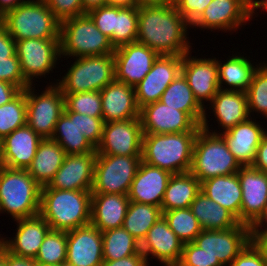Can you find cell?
I'll return each instance as SVG.
<instances>
[{
    "label": "cell",
    "mask_w": 267,
    "mask_h": 266,
    "mask_svg": "<svg viewBox=\"0 0 267 266\" xmlns=\"http://www.w3.org/2000/svg\"><path fill=\"white\" fill-rule=\"evenodd\" d=\"M55 17L60 21H64L75 16L86 14L83 11L81 0H43Z\"/></svg>",
    "instance_id": "48"
},
{
    "label": "cell",
    "mask_w": 267,
    "mask_h": 266,
    "mask_svg": "<svg viewBox=\"0 0 267 266\" xmlns=\"http://www.w3.org/2000/svg\"><path fill=\"white\" fill-rule=\"evenodd\" d=\"M113 55L116 80L133 87L144 79L159 56L155 50L138 42L115 48Z\"/></svg>",
    "instance_id": "18"
},
{
    "label": "cell",
    "mask_w": 267,
    "mask_h": 266,
    "mask_svg": "<svg viewBox=\"0 0 267 266\" xmlns=\"http://www.w3.org/2000/svg\"><path fill=\"white\" fill-rule=\"evenodd\" d=\"M251 7H252V18H253L254 14H255V16L257 14V13H255L256 9L262 8V9L266 10L265 12H267V0H252Z\"/></svg>",
    "instance_id": "63"
},
{
    "label": "cell",
    "mask_w": 267,
    "mask_h": 266,
    "mask_svg": "<svg viewBox=\"0 0 267 266\" xmlns=\"http://www.w3.org/2000/svg\"><path fill=\"white\" fill-rule=\"evenodd\" d=\"M138 36V7L116 6V23L113 36L109 39L111 45L118 48L122 45L136 42Z\"/></svg>",
    "instance_id": "39"
},
{
    "label": "cell",
    "mask_w": 267,
    "mask_h": 266,
    "mask_svg": "<svg viewBox=\"0 0 267 266\" xmlns=\"http://www.w3.org/2000/svg\"><path fill=\"white\" fill-rule=\"evenodd\" d=\"M198 131L143 134L141 160L173 174L190 172Z\"/></svg>",
    "instance_id": "3"
},
{
    "label": "cell",
    "mask_w": 267,
    "mask_h": 266,
    "mask_svg": "<svg viewBox=\"0 0 267 266\" xmlns=\"http://www.w3.org/2000/svg\"><path fill=\"white\" fill-rule=\"evenodd\" d=\"M40 199L41 186L27 169L0 167V213L14 221L39 215Z\"/></svg>",
    "instance_id": "5"
},
{
    "label": "cell",
    "mask_w": 267,
    "mask_h": 266,
    "mask_svg": "<svg viewBox=\"0 0 267 266\" xmlns=\"http://www.w3.org/2000/svg\"><path fill=\"white\" fill-rule=\"evenodd\" d=\"M209 110L214 113L218 127L227 131L237 124L245 122L251 115L248 110L246 92L221 90L211 100Z\"/></svg>",
    "instance_id": "29"
},
{
    "label": "cell",
    "mask_w": 267,
    "mask_h": 266,
    "mask_svg": "<svg viewBox=\"0 0 267 266\" xmlns=\"http://www.w3.org/2000/svg\"><path fill=\"white\" fill-rule=\"evenodd\" d=\"M27 0H0V18L8 11L15 9Z\"/></svg>",
    "instance_id": "59"
},
{
    "label": "cell",
    "mask_w": 267,
    "mask_h": 266,
    "mask_svg": "<svg viewBox=\"0 0 267 266\" xmlns=\"http://www.w3.org/2000/svg\"><path fill=\"white\" fill-rule=\"evenodd\" d=\"M7 266H38V264L32 258L18 257L7 251Z\"/></svg>",
    "instance_id": "57"
},
{
    "label": "cell",
    "mask_w": 267,
    "mask_h": 266,
    "mask_svg": "<svg viewBox=\"0 0 267 266\" xmlns=\"http://www.w3.org/2000/svg\"><path fill=\"white\" fill-rule=\"evenodd\" d=\"M200 191L230 211L240 222L242 190L237 173L212 177L202 181L200 183Z\"/></svg>",
    "instance_id": "30"
},
{
    "label": "cell",
    "mask_w": 267,
    "mask_h": 266,
    "mask_svg": "<svg viewBox=\"0 0 267 266\" xmlns=\"http://www.w3.org/2000/svg\"><path fill=\"white\" fill-rule=\"evenodd\" d=\"M174 3L173 0H136L137 7L163 6Z\"/></svg>",
    "instance_id": "60"
},
{
    "label": "cell",
    "mask_w": 267,
    "mask_h": 266,
    "mask_svg": "<svg viewBox=\"0 0 267 266\" xmlns=\"http://www.w3.org/2000/svg\"><path fill=\"white\" fill-rule=\"evenodd\" d=\"M184 243L171 230L162 216L149 230L140 244V251L148 258H156L163 266H176L181 260Z\"/></svg>",
    "instance_id": "20"
},
{
    "label": "cell",
    "mask_w": 267,
    "mask_h": 266,
    "mask_svg": "<svg viewBox=\"0 0 267 266\" xmlns=\"http://www.w3.org/2000/svg\"><path fill=\"white\" fill-rule=\"evenodd\" d=\"M129 202L128 195L92 194L91 224L101 232L123 227Z\"/></svg>",
    "instance_id": "28"
},
{
    "label": "cell",
    "mask_w": 267,
    "mask_h": 266,
    "mask_svg": "<svg viewBox=\"0 0 267 266\" xmlns=\"http://www.w3.org/2000/svg\"><path fill=\"white\" fill-rule=\"evenodd\" d=\"M16 54L15 40L0 22V58L13 57Z\"/></svg>",
    "instance_id": "52"
},
{
    "label": "cell",
    "mask_w": 267,
    "mask_h": 266,
    "mask_svg": "<svg viewBox=\"0 0 267 266\" xmlns=\"http://www.w3.org/2000/svg\"><path fill=\"white\" fill-rule=\"evenodd\" d=\"M191 53L189 51L183 55L181 73L187 79L196 100L206 112L207 106L204 103L207 101L210 103L220 89L217 58H197L191 56Z\"/></svg>",
    "instance_id": "17"
},
{
    "label": "cell",
    "mask_w": 267,
    "mask_h": 266,
    "mask_svg": "<svg viewBox=\"0 0 267 266\" xmlns=\"http://www.w3.org/2000/svg\"><path fill=\"white\" fill-rule=\"evenodd\" d=\"M38 266H67V265H38Z\"/></svg>",
    "instance_id": "65"
},
{
    "label": "cell",
    "mask_w": 267,
    "mask_h": 266,
    "mask_svg": "<svg viewBox=\"0 0 267 266\" xmlns=\"http://www.w3.org/2000/svg\"><path fill=\"white\" fill-rule=\"evenodd\" d=\"M15 221V237H1V245L12 255L35 259L44 237L51 230L49 224L40 214Z\"/></svg>",
    "instance_id": "24"
},
{
    "label": "cell",
    "mask_w": 267,
    "mask_h": 266,
    "mask_svg": "<svg viewBox=\"0 0 267 266\" xmlns=\"http://www.w3.org/2000/svg\"><path fill=\"white\" fill-rule=\"evenodd\" d=\"M140 118L104 123L97 155L142 156Z\"/></svg>",
    "instance_id": "13"
},
{
    "label": "cell",
    "mask_w": 267,
    "mask_h": 266,
    "mask_svg": "<svg viewBox=\"0 0 267 266\" xmlns=\"http://www.w3.org/2000/svg\"><path fill=\"white\" fill-rule=\"evenodd\" d=\"M110 40L86 13L66 19L60 24V55L79 58L114 54Z\"/></svg>",
    "instance_id": "7"
},
{
    "label": "cell",
    "mask_w": 267,
    "mask_h": 266,
    "mask_svg": "<svg viewBox=\"0 0 267 266\" xmlns=\"http://www.w3.org/2000/svg\"><path fill=\"white\" fill-rule=\"evenodd\" d=\"M237 174L242 190L240 223L250 226L267 203V173L252 166H242Z\"/></svg>",
    "instance_id": "22"
},
{
    "label": "cell",
    "mask_w": 267,
    "mask_h": 266,
    "mask_svg": "<svg viewBox=\"0 0 267 266\" xmlns=\"http://www.w3.org/2000/svg\"><path fill=\"white\" fill-rule=\"evenodd\" d=\"M32 86L23 90L26 99V124L42 138H51L64 111V95L56 84H48L40 94Z\"/></svg>",
    "instance_id": "10"
},
{
    "label": "cell",
    "mask_w": 267,
    "mask_h": 266,
    "mask_svg": "<svg viewBox=\"0 0 267 266\" xmlns=\"http://www.w3.org/2000/svg\"><path fill=\"white\" fill-rule=\"evenodd\" d=\"M228 266H267L261 253L249 242Z\"/></svg>",
    "instance_id": "51"
},
{
    "label": "cell",
    "mask_w": 267,
    "mask_h": 266,
    "mask_svg": "<svg viewBox=\"0 0 267 266\" xmlns=\"http://www.w3.org/2000/svg\"><path fill=\"white\" fill-rule=\"evenodd\" d=\"M200 192V181L191 173L173 174L167 184L161 210L189 208Z\"/></svg>",
    "instance_id": "35"
},
{
    "label": "cell",
    "mask_w": 267,
    "mask_h": 266,
    "mask_svg": "<svg viewBox=\"0 0 267 266\" xmlns=\"http://www.w3.org/2000/svg\"><path fill=\"white\" fill-rule=\"evenodd\" d=\"M143 134H168L199 131L201 128L186 112L169 107L161 101L140 108Z\"/></svg>",
    "instance_id": "16"
},
{
    "label": "cell",
    "mask_w": 267,
    "mask_h": 266,
    "mask_svg": "<svg viewBox=\"0 0 267 266\" xmlns=\"http://www.w3.org/2000/svg\"><path fill=\"white\" fill-rule=\"evenodd\" d=\"M96 27L109 39L113 36L116 23V6L103 5L87 13Z\"/></svg>",
    "instance_id": "47"
},
{
    "label": "cell",
    "mask_w": 267,
    "mask_h": 266,
    "mask_svg": "<svg viewBox=\"0 0 267 266\" xmlns=\"http://www.w3.org/2000/svg\"><path fill=\"white\" fill-rule=\"evenodd\" d=\"M141 157L97 155L91 193L128 195Z\"/></svg>",
    "instance_id": "9"
},
{
    "label": "cell",
    "mask_w": 267,
    "mask_h": 266,
    "mask_svg": "<svg viewBox=\"0 0 267 266\" xmlns=\"http://www.w3.org/2000/svg\"><path fill=\"white\" fill-rule=\"evenodd\" d=\"M78 126L80 132L96 148L102 138L104 121L102 117H90L78 113Z\"/></svg>",
    "instance_id": "49"
},
{
    "label": "cell",
    "mask_w": 267,
    "mask_h": 266,
    "mask_svg": "<svg viewBox=\"0 0 267 266\" xmlns=\"http://www.w3.org/2000/svg\"><path fill=\"white\" fill-rule=\"evenodd\" d=\"M171 176L170 172L141 161L131 183L129 200L161 207Z\"/></svg>",
    "instance_id": "25"
},
{
    "label": "cell",
    "mask_w": 267,
    "mask_h": 266,
    "mask_svg": "<svg viewBox=\"0 0 267 266\" xmlns=\"http://www.w3.org/2000/svg\"><path fill=\"white\" fill-rule=\"evenodd\" d=\"M251 166L259 171L267 173V133L262 138L257 148L256 157Z\"/></svg>",
    "instance_id": "54"
},
{
    "label": "cell",
    "mask_w": 267,
    "mask_h": 266,
    "mask_svg": "<svg viewBox=\"0 0 267 266\" xmlns=\"http://www.w3.org/2000/svg\"><path fill=\"white\" fill-rule=\"evenodd\" d=\"M81 1H82L83 11L85 13H88L92 9L106 5V0H81Z\"/></svg>",
    "instance_id": "61"
},
{
    "label": "cell",
    "mask_w": 267,
    "mask_h": 266,
    "mask_svg": "<svg viewBox=\"0 0 267 266\" xmlns=\"http://www.w3.org/2000/svg\"><path fill=\"white\" fill-rule=\"evenodd\" d=\"M206 112L193 149L190 172L200 181L237 173L242 167L217 130H210ZM211 131V132H210Z\"/></svg>",
    "instance_id": "4"
},
{
    "label": "cell",
    "mask_w": 267,
    "mask_h": 266,
    "mask_svg": "<svg viewBox=\"0 0 267 266\" xmlns=\"http://www.w3.org/2000/svg\"><path fill=\"white\" fill-rule=\"evenodd\" d=\"M2 166V163H1V148H0V167Z\"/></svg>",
    "instance_id": "66"
},
{
    "label": "cell",
    "mask_w": 267,
    "mask_h": 266,
    "mask_svg": "<svg viewBox=\"0 0 267 266\" xmlns=\"http://www.w3.org/2000/svg\"><path fill=\"white\" fill-rule=\"evenodd\" d=\"M250 117L245 122L237 124L219 134L224 138L229 151L241 166H251L256 157V151L262 138L267 133L256 119Z\"/></svg>",
    "instance_id": "26"
},
{
    "label": "cell",
    "mask_w": 267,
    "mask_h": 266,
    "mask_svg": "<svg viewBox=\"0 0 267 266\" xmlns=\"http://www.w3.org/2000/svg\"><path fill=\"white\" fill-rule=\"evenodd\" d=\"M160 101L169 107L186 112L198 125H201L205 108L196 100L182 73L169 84Z\"/></svg>",
    "instance_id": "36"
},
{
    "label": "cell",
    "mask_w": 267,
    "mask_h": 266,
    "mask_svg": "<svg viewBox=\"0 0 267 266\" xmlns=\"http://www.w3.org/2000/svg\"><path fill=\"white\" fill-rule=\"evenodd\" d=\"M176 266H223L218 259L204 252L193 242L185 243L181 260Z\"/></svg>",
    "instance_id": "45"
},
{
    "label": "cell",
    "mask_w": 267,
    "mask_h": 266,
    "mask_svg": "<svg viewBox=\"0 0 267 266\" xmlns=\"http://www.w3.org/2000/svg\"><path fill=\"white\" fill-rule=\"evenodd\" d=\"M96 157V151L66 155L48 186L60 190L91 191Z\"/></svg>",
    "instance_id": "21"
},
{
    "label": "cell",
    "mask_w": 267,
    "mask_h": 266,
    "mask_svg": "<svg viewBox=\"0 0 267 266\" xmlns=\"http://www.w3.org/2000/svg\"><path fill=\"white\" fill-rule=\"evenodd\" d=\"M251 3L252 0H212L190 27L235 32L252 18Z\"/></svg>",
    "instance_id": "14"
},
{
    "label": "cell",
    "mask_w": 267,
    "mask_h": 266,
    "mask_svg": "<svg viewBox=\"0 0 267 266\" xmlns=\"http://www.w3.org/2000/svg\"><path fill=\"white\" fill-rule=\"evenodd\" d=\"M163 217L168 222L171 230L184 244L193 242L202 231L201 225L190 207L164 211Z\"/></svg>",
    "instance_id": "41"
},
{
    "label": "cell",
    "mask_w": 267,
    "mask_h": 266,
    "mask_svg": "<svg viewBox=\"0 0 267 266\" xmlns=\"http://www.w3.org/2000/svg\"><path fill=\"white\" fill-rule=\"evenodd\" d=\"M104 260H118L137 254L140 243L123 227L102 232Z\"/></svg>",
    "instance_id": "38"
},
{
    "label": "cell",
    "mask_w": 267,
    "mask_h": 266,
    "mask_svg": "<svg viewBox=\"0 0 267 266\" xmlns=\"http://www.w3.org/2000/svg\"><path fill=\"white\" fill-rule=\"evenodd\" d=\"M250 242L261 253L263 260L267 264V231H251Z\"/></svg>",
    "instance_id": "55"
},
{
    "label": "cell",
    "mask_w": 267,
    "mask_h": 266,
    "mask_svg": "<svg viewBox=\"0 0 267 266\" xmlns=\"http://www.w3.org/2000/svg\"><path fill=\"white\" fill-rule=\"evenodd\" d=\"M66 155L64 149L55 140L43 138L27 171L41 187L49 185L62 166Z\"/></svg>",
    "instance_id": "31"
},
{
    "label": "cell",
    "mask_w": 267,
    "mask_h": 266,
    "mask_svg": "<svg viewBox=\"0 0 267 266\" xmlns=\"http://www.w3.org/2000/svg\"><path fill=\"white\" fill-rule=\"evenodd\" d=\"M15 44L24 79L30 85L52 72L61 58L60 39H23Z\"/></svg>",
    "instance_id": "11"
},
{
    "label": "cell",
    "mask_w": 267,
    "mask_h": 266,
    "mask_svg": "<svg viewBox=\"0 0 267 266\" xmlns=\"http://www.w3.org/2000/svg\"><path fill=\"white\" fill-rule=\"evenodd\" d=\"M26 117L25 92L21 91L9 103L0 106V141L26 125Z\"/></svg>",
    "instance_id": "42"
},
{
    "label": "cell",
    "mask_w": 267,
    "mask_h": 266,
    "mask_svg": "<svg viewBox=\"0 0 267 266\" xmlns=\"http://www.w3.org/2000/svg\"><path fill=\"white\" fill-rule=\"evenodd\" d=\"M250 230L251 231H267V203L264 206V209L261 215L250 225Z\"/></svg>",
    "instance_id": "58"
},
{
    "label": "cell",
    "mask_w": 267,
    "mask_h": 266,
    "mask_svg": "<svg viewBox=\"0 0 267 266\" xmlns=\"http://www.w3.org/2000/svg\"><path fill=\"white\" fill-rule=\"evenodd\" d=\"M250 226L239 223L225 230H202L193 243L228 266L250 242Z\"/></svg>",
    "instance_id": "12"
},
{
    "label": "cell",
    "mask_w": 267,
    "mask_h": 266,
    "mask_svg": "<svg viewBox=\"0 0 267 266\" xmlns=\"http://www.w3.org/2000/svg\"><path fill=\"white\" fill-rule=\"evenodd\" d=\"M183 55H159L151 70L134 86L139 108L160 101L169 84L181 73Z\"/></svg>",
    "instance_id": "15"
},
{
    "label": "cell",
    "mask_w": 267,
    "mask_h": 266,
    "mask_svg": "<svg viewBox=\"0 0 267 266\" xmlns=\"http://www.w3.org/2000/svg\"><path fill=\"white\" fill-rule=\"evenodd\" d=\"M190 208L202 230L231 229L240 223L230 211L208 198L202 191L196 195Z\"/></svg>",
    "instance_id": "34"
},
{
    "label": "cell",
    "mask_w": 267,
    "mask_h": 266,
    "mask_svg": "<svg viewBox=\"0 0 267 266\" xmlns=\"http://www.w3.org/2000/svg\"><path fill=\"white\" fill-rule=\"evenodd\" d=\"M0 81L9 82L23 91L30 84L24 79L17 55L0 58Z\"/></svg>",
    "instance_id": "46"
},
{
    "label": "cell",
    "mask_w": 267,
    "mask_h": 266,
    "mask_svg": "<svg viewBox=\"0 0 267 266\" xmlns=\"http://www.w3.org/2000/svg\"><path fill=\"white\" fill-rule=\"evenodd\" d=\"M239 54L228 56L227 61L217 59L218 74H219V88L221 90L241 91L245 92L252 80L253 74L258 66L261 64L256 63V67L251 63L250 59L240 56ZM226 61V62H225ZM223 62V63H222ZM226 86H223V85ZM224 87V88H223Z\"/></svg>",
    "instance_id": "33"
},
{
    "label": "cell",
    "mask_w": 267,
    "mask_h": 266,
    "mask_svg": "<svg viewBox=\"0 0 267 266\" xmlns=\"http://www.w3.org/2000/svg\"><path fill=\"white\" fill-rule=\"evenodd\" d=\"M20 92L21 90L17 86L9 82L0 81V106L9 103Z\"/></svg>",
    "instance_id": "56"
},
{
    "label": "cell",
    "mask_w": 267,
    "mask_h": 266,
    "mask_svg": "<svg viewBox=\"0 0 267 266\" xmlns=\"http://www.w3.org/2000/svg\"><path fill=\"white\" fill-rule=\"evenodd\" d=\"M101 266H148V263L144 254L139 251L137 254L118 260H104Z\"/></svg>",
    "instance_id": "53"
},
{
    "label": "cell",
    "mask_w": 267,
    "mask_h": 266,
    "mask_svg": "<svg viewBox=\"0 0 267 266\" xmlns=\"http://www.w3.org/2000/svg\"><path fill=\"white\" fill-rule=\"evenodd\" d=\"M163 216L161 207L129 202L123 228L140 244L147 236L148 230Z\"/></svg>",
    "instance_id": "37"
},
{
    "label": "cell",
    "mask_w": 267,
    "mask_h": 266,
    "mask_svg": "<svg viewBox=\"0 0 267 266\" xmlns=\"http://www.w3.org/2000/svg\"><path fill=\"white\" fill-rule=\"evenodd\" d=\"M100 94L104 123L139 118L140 108L133 86L115 79L105 86Z\"/></svg>",
    "instance_id": "27"
},
{
    "label": "cell",
    "mask_w": 267,
    "mask_h": 266,
    "mask_svg": "<svg viewBox=\"0 0 267 266\" xmlns=\"http://www.w3.org/2000/svg\"><path fill=\"white\" fill-rule=\"evenodd\" d=\"M102 232L91 223L67 232V266H101Z\"/></svg>",
    "instance_id": "19"
},
{
    "label": "cell",
    "mask_w": 267,
    "mask_h": 266,
    "mask_svg": "<svg viewBox=\"0 0 267 266\" xmlns=\"http://www.w3.org/2000/svg\"><path fill=\"white\" fill-rule=\"evenodd\" d=\"M67 257V232L50 230L35 257L38 265H64Z\"/></svg>",
    "instance_id": "40"
},
{
    "label": "cell",
    "mask_w": 267,
    "mask_h": 266,
    "mask_svg": "<svg viewBox=\"0 0 267 266\" xmlns=\"http://www.w3.org/2000/svg\"><path fill=\"white\" fill-rule=\"evenodd\" d=\"M63 95L64 106L67 110L90 117H102L100 91L63 93Z\"/></svg>",
    "instance_id": "44"
},
{
    "label": "cell",
    "mask_w": 267,
    "mask_h": 266,
    "mask_svg": "<svg viewBox=\"0 0 267 266\" xmlns=\"http://www.w3.org/2000/svg\"><path fill=\"white\" fill-rule=\"evenodd\" d=\"M212 0H176L173 4L191 26L203 13Z\"/></svg>",
    "instance_id": "50"
},
{
    "label": "cell",
    "mask_w": 267,
    "mask_h": 266,
    "mask_svg": "<svg viewBox=\"0 0 267 266\" xmlns=\"http://www.w3.org/2000/svg\"><path fill=\"white\" fill-rule=\"evenodd\" d=\"M43 138L27 124L14 130L0 141L2 166L27 169Z\"/></svg>",
    "instance_id": "23"
},
{
    "label": "cell",
    "mask_w": 267,
    "mask_h": 266,
    "mask_svg": "<svg viewBox=\"0 0 267 266\" xmlns=\"http://www.w3.org/2000/svg\"><path fill=\"white\" fill-rule=\"evenodd\" d=\"M67 73L56 84L62 93L101 91L116 79L113 54L73 58ZM59 81V82H58Z\"/></svg>",
    "instance_id": "8"
},
{
    "label": "cell",
    "mask_w": 267,
    "mask_h": 266,
    "mask_svg": "<svg viewBox=\"0 0 267 266\" xmlns=\"http://www.w3.org/2000/svg\"><path fill=\"white\" fill-rule=\"evenodd\" d=\"M106 5L121 7L137 6L136 0H106Z\"/></svg>",
    "instance_id": "62"
},
{
    "label": "cell",
    "mask_w": 267,
    "mask_h": 266,
    "mask_svg": "<svg viewBox=\"0 0 267 266\" xmlns=\"http://www.w3.org/2000/svg\"><path fill=\"white\" fill-rule=\"evenodd\" d=\"M91 191L41 187L40 215L51 230L71 231L91 223Z\"/></svg>",
    "instance_id": "2"
},
{
    "label": "cell",
    "mask_w": 267,
    "mask_h": 266,
    "mask_svg": "<svg viewBox=\"0 0 267 266\" xmlns=\"http://www.w3.org/2000/svg\"><path fill=\"white\" fill-rule=\"evenodd\" d=\"M51 139L55 140L67 155L96 151V148L79 130L78 113L71 112L65 107L55 125Z\"/></svg>",
    "instance_id": "32"
},
{
    "label": "cell",
    "mask_w": 267,
    "mask_h": 266,
    "mask_svg": "<svg viewBox=\"0 0 267 266\" xmlns=\"http://www.w3.org/2000/svg\"><path fill=\"white\" fill-rule=\"evenodd\" d=\"M190 25L175 5L138 7L136 42L148 46L159 55H184L191 51Z\"/></svg>",
    "instance_id": "1"
},
{
    "label": "cell",
    "mask_w": 267,
    "mask_h": 266,
    "mask_svg": "<svg viewBox=\"0 0 267 266\" xmlns=\"http://www.w3.org/2000/svg\"><path fill=\"white\" fill-rule=\"evenodd\" d=\"M245 92L249 114L255 112L267 118V63L258 66Z\"/></svg>",
    "instance_id": "43"
},
{
    "label": "cell",
    "mask_w": 267,
    "mask_h": 266,
    "mask_svg": "<svg viewBox=\"0 0 267 266\" xmlns=\"http://www.w3.org/2000/svg\"><path fill=\"white\" fill-rule=\"evenodd\" d=\"M0 266H7V250L0 246Z\"/></svg>",
    "instance_id": "64"
},
{
    "label": "cell",
    "mask_w": 267,
    "mask_h": 266,
    "mask_svg": "<svg viewBox=\"0 0 267 266\" xmlns=\"http://www.w3.org/2000/svg\"><path fill=\"white\" fill-rule=\"evenodd\" d=\"M0 22L15 41L60 39L61 22L43 0H27L6 12Z\"/></svg>",
    "instance_id": "6"
}]
</instances>
